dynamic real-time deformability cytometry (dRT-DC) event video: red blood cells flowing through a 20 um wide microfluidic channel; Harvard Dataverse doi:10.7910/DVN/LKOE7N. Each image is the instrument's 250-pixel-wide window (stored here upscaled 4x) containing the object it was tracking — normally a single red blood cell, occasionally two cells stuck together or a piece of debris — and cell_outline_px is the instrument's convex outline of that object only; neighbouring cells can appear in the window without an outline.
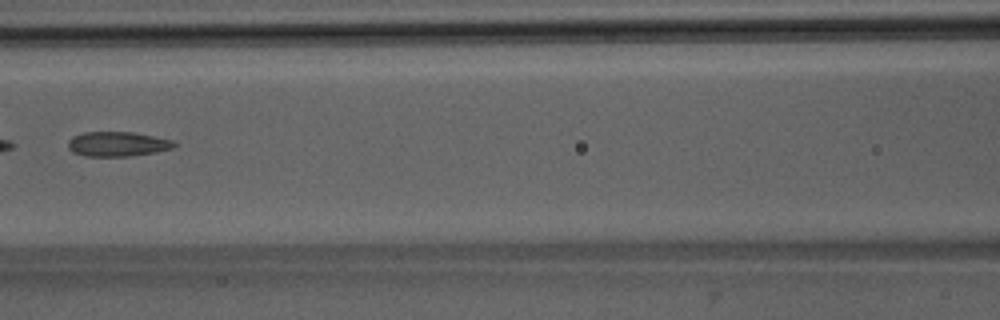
{"species": "Egyptian fruit bat (a non-hibernating species)", "species_latin": "Rousettus aegyptiacus", "temperature_condition": "room temperature", "stored_images_in_passage": 8, "camera_frame_rate_fps": 3000, "um_per_image_px": 0.085, "animal": {"sex": "male"}, "frame": {"image": 1, "passage_image": 7, "time_ms": 7.0, "image_size_px": [1000, 320], "cell_outline_px": [[176, 148], [156, 152], [128, 156], [84, 156], [72, 152], [68, 148], [68, 140], [72, 136], [84, 132], [132, 132], [172, 140], [176, 144]], "centroid_in_image_um": [9.97, 12.24], "position_along_channel_um": 156.6, "area_um2": 15.32}}